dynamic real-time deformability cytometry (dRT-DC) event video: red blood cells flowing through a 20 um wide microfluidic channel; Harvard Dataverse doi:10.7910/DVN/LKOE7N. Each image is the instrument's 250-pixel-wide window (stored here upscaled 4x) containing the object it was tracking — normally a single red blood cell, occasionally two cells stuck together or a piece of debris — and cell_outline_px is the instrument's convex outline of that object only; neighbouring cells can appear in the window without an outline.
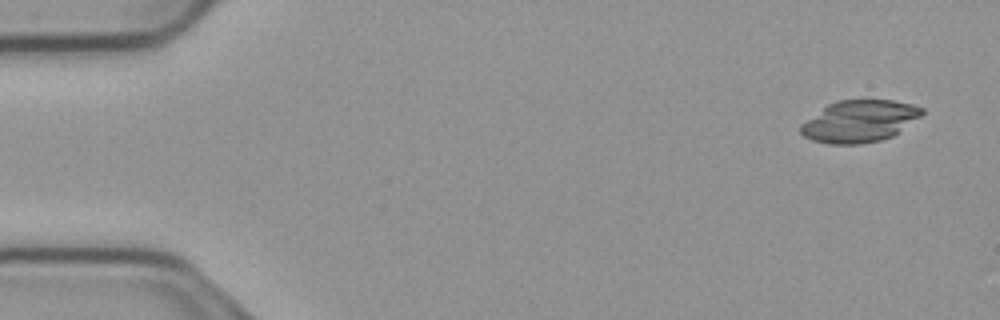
{"species": "common noctule bat (a hibernating species)", "species_latin": "Nyctalus noctula", "temperature_condition": "cold", "stored_images_in_passage": 53, "segment_of_instrument_passage": [1, 2], "camera_frame_rate_fps": 3000, "um_per_image_px": 0.085, "animal": {"sex": "male", "body_mass_g": 23.1, "forearm_length_mm": 52.7}, "frame": {"image": 1, "passage_image": 1, "time_ms": 0.0, "image_size_px": [1000, 320], "cell_outline_px": [[924, 112], [920, 116], [892, 136], [880, 140], [860, 144], [828, 144], [812, 140], [804, 136], [800, 132], [800, 124], [828, 104], [836, 100], [892, 100], [912, 104], [924, 108]], "centroid_in_image_um": [73.03, 10.3], "position_along_channel_um": 12.0, "area_um2": 29.48}}